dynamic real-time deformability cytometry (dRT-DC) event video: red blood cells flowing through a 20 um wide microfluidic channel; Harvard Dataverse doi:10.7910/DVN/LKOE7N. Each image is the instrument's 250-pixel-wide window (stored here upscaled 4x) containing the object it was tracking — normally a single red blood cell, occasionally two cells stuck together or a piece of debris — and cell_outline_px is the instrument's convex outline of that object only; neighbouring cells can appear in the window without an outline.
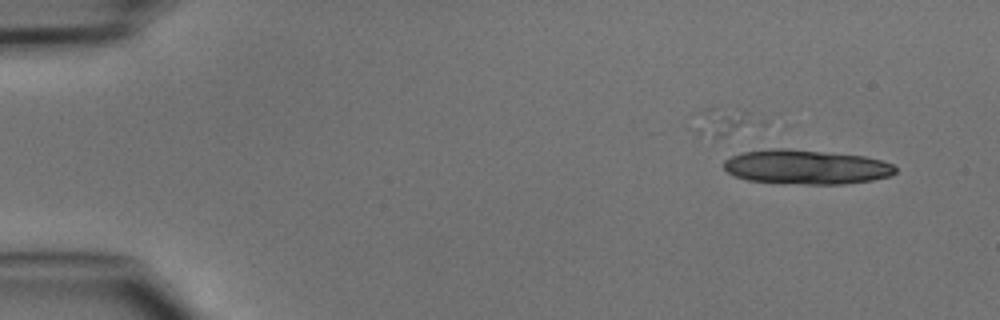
{"species": "common noctule bat (a hibernating species)", "species_latin": "Nyctalus noctula", "temperature_condition": "cold", "stored_images_in_passage": 15, "segment_of_instrument_passage": [1, 2], "camera_frame_rate_fps": 3000, "um_per_image_px": 0.085, "animal": {"sex": "male", "body_mass_g": 15.6}, "frame": {"image": 1, "passage_image": 1, "time_ms": 0.0, "image_size_px": [1000, 320], "cell_outline_px": [[896, 172], [888, 176], [872, 180], [844, 184], [804, 184], [748, 180], [736, 176], [728, 172], [724, 168], [724, 160], [732, 156], [744, 152], [772, 148], [784, 148], [864, 156], [880, 160], [892, 164], [896, 168]], "centroid_in_image_um": [68.52, 14.19], "position_along_channel_um": 16.5, "area_um2": 34.04}}